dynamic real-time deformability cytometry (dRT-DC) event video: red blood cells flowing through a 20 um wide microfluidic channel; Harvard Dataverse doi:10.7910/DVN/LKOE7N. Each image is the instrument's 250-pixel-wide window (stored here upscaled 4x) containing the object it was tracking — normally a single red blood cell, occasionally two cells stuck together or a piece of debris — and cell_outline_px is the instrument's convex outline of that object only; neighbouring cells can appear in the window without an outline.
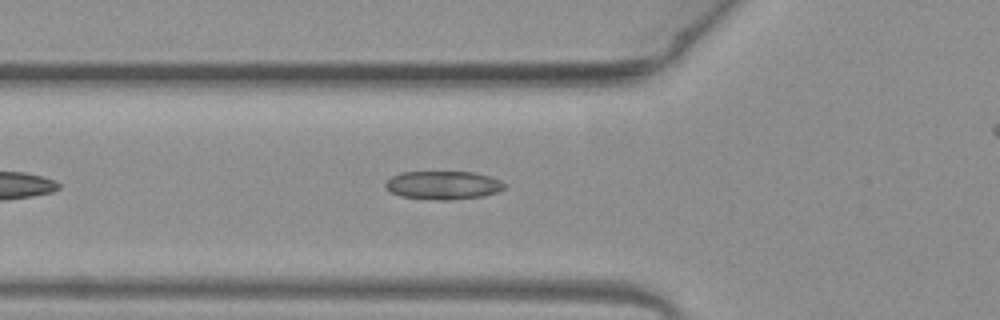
{"species": "common noctule bat (a hibernating species)", "species_latin": "Nyctalus noctula", "temperature_condition": "warm", "stored_images_in_passage": 30, "camera_frame_rate_fps": 3000, "um_per_image_px": 0.085, "animal": {"sex": "female", "body_mass_g": 19.3, "forearm_length_mm": 54.1}, "frame": {"image": 1, "passage_image": 3, "time_ms": 0.667, "image_size_px": [1000, 320], "cell_outline_px": [[504, 188], [496, 192], [484, 196], [452, 200], [428, 200], [400, 196], [392, 192], [384, 184], [392, 176], [400, 172], [472, 172], [488, 176], [500, 180], [504, 184]], "centroid_in_image_um": [37.65, 15.75], "position_along_channel_um": 88.1, "area_um2": 19.65}}
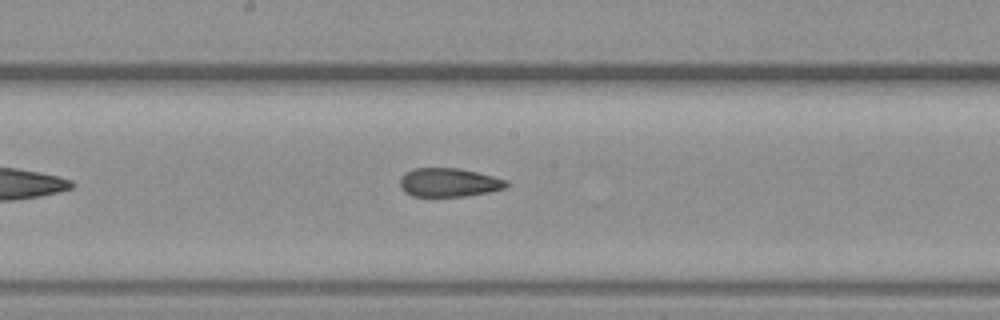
{"frame": {"image": 2, "passage_image": 12, "time_ms": 3.667, "image_size_px": [1000, 320], "cell_outline_px": [[508, 184], [504, 188], [488, 192], [464, 196], [412, 196], [404, 192], [400, 188], [400, 180], [404, 172], [412, 168], [460, 168], [508, 180]], "centroid_in_image_um": [38.11, 15.5], "position_along_channel_um": 210.1, "area_um2": 17.8}}
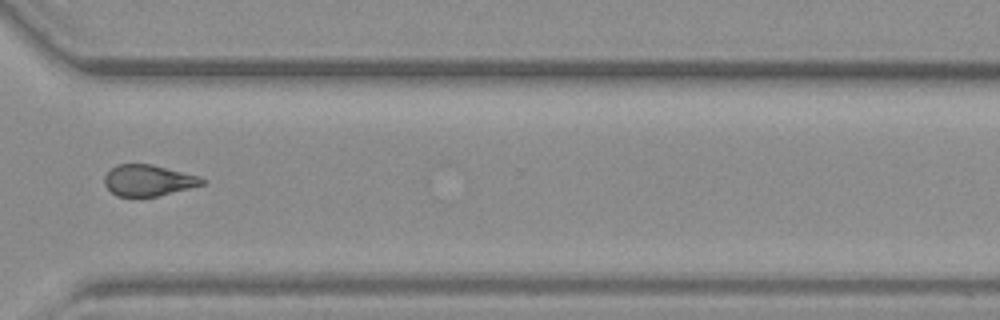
{"frame": {"image": 3, "passage_image": 23, "time_ms": 7.333, "image_size_px": [1000, 320], "cell_outline_px": [[208, 180], [204, 184], [156, 196], [116, 196], [104, 184], [104, 176], [116, 164], [152, 164], [200, 176]], "centroid_in_image_um": [12.61, 15.32], "position_along_channel_um": 358.0, "area_um2": 17.63}}